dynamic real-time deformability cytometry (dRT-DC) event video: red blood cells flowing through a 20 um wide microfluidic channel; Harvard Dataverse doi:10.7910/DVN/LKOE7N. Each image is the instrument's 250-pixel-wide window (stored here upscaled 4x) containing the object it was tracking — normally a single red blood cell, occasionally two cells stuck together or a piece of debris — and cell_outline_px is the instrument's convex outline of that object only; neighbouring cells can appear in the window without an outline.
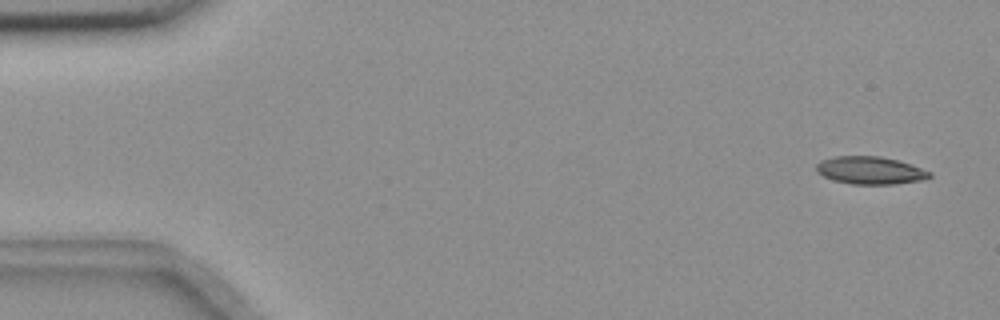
{"species": "common noctule bat (a hibernating species)", "species_latin": "Nyctalus noctula", "temperature_condition": "room temperature", "stored_images_in_passage": 54, "camera_frame_rate_fps": 3000, "um_per_image_px": 0.085, "animal": {"sex": "female", "body_mass_g": 18.4}, "frame": {"image": 1, "passage_image": 1, "time_ms": 0.0, "image_size_px": [1000, 320], "cell_outline_px": [[932, 176], [924, 180], [896, 184], [852, 184], [832, 180], [816, 172], [816, 164], [820, 160], [836, 156], [880, 156], [896, 160], [932, 172]], "centroid_in_image_um": [73.95, 14.49], "position_along_channel_um": 11.1, "area_um2": 18.26}}
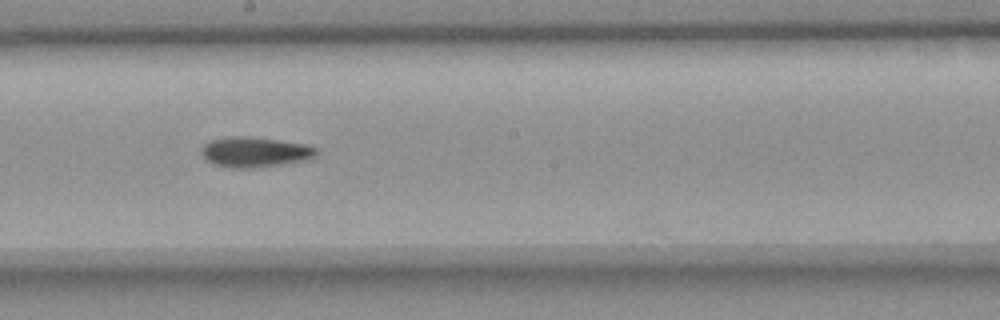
{"frame": {"image": 2, "passage_image": 29, "time_ms": 9.333, "image_size_px": [1000, 320], "cell_outline_px": [[316, 156], [304, 160], [248, 168], [232, 168], [216, 164], [208, 160], [200, 152], [200, 148], [208, 140], [228, 136], [248, 136], [304, 144], [316, 148]], "centroid_in_image_um": [21.59, 12.9], "position_along_channel_um": 226.6, "area_um2": 19.83}}
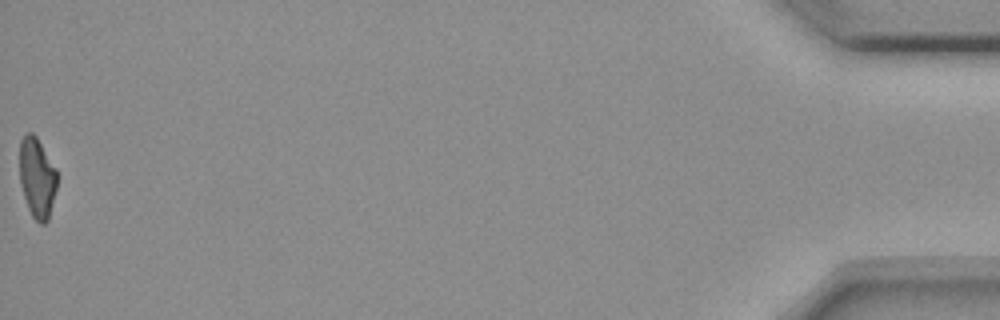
{"frame": {"image": 3, "passage_image": 54, "time_ms": 17.667, "image_size_px": [1000, 320], "cell_outline_px": [[56, 188], [48, 220], [44, 224], [40, 224], [32, 216], [28, 208], [20, 184], [20, 140], [28, 132], [32, 132], [36, 136], [56, 168]], "centroid_in_image_um": [3.14, 15.1], "position_along_channel_um": 432.1, "area_um2": 17.34}}